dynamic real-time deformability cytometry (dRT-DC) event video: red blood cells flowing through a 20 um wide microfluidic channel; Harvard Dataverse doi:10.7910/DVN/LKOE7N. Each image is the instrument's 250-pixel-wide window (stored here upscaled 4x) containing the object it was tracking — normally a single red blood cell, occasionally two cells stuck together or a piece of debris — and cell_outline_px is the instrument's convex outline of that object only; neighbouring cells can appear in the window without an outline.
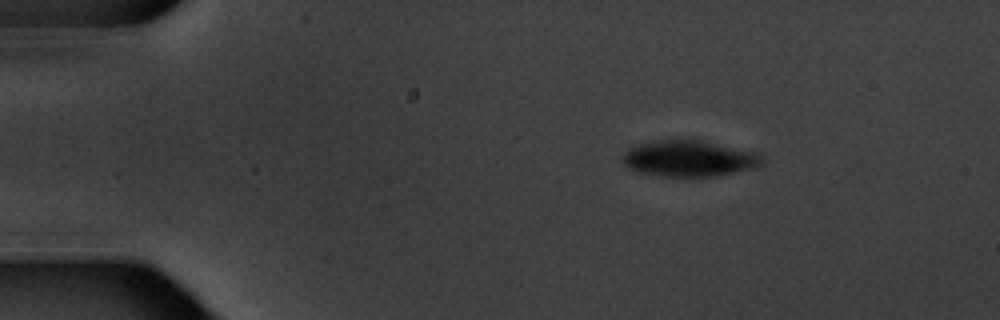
{"species": "common noctule bat (a hibernating species)", "species_latin": "Nyctalus noctula", "temperature_condition": "warm", "stored_images_in_passage": 3, "camera_frame_rate_fps": 3000, "um_per_image_px": 0.085, "animal": {"sex": "male", "body_mass_g": 20.1, "forearm_length_mm": 53.5}, "frame": {"image": 1, "passage_image": 1, "time_ms": 0.0, "image_size_px": [1000, 320], "cell_outline_px": [[764, 164], [752, 168], [716, 176], [664, 176], [636, 172], [628, 168], [620, 160], [620, 156], [628, 148], [652, 140], [700, 140], [756, 152], [764, 156]], "centroid_in_image_um": [58.53, 13.47], "position_along_channel_um": 26.5, "area_um2": 29.48}}